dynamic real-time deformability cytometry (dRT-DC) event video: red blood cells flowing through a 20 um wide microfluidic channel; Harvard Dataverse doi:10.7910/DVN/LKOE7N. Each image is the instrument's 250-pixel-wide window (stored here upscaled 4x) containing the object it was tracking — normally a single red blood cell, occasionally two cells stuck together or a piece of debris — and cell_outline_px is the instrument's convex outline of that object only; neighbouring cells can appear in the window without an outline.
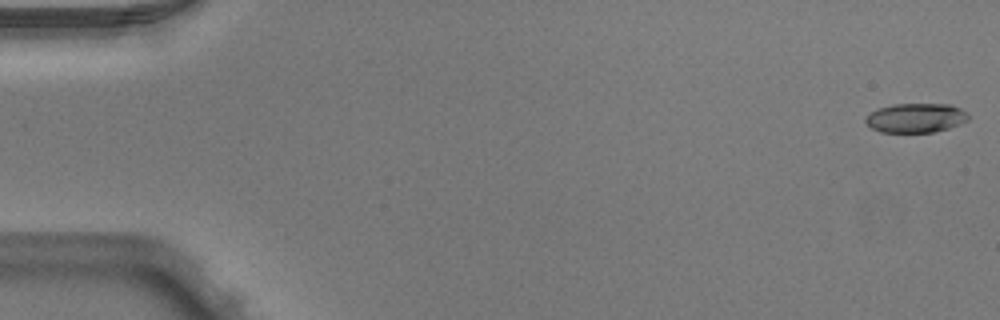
{"species": "Egyptian fruit bat (a non-hibernating species)", "species_latin": "Rousettus aegyptiacus", "temperature_condition": "warm", "stored_images_in_passage": 5, "segment_of_instrument_passage": [1, 2], "camera_frame_rate_fps": 3000, "um_per_image_px": 0.085, "animal": {"sex": "male"}, "frame": {"image": 1, "passage_image": 1, "time_ms": 0.0, "image_size_px": [1000, 320], "cell_outline_px": [[968, 120], [960, 124], [948, 128], [932, 132], [880, 132], [872, 128], [864, 120], [876, 108], [892, 104], [952, 104], [968, 112]], "centroid_in_image_um": [77.86, 10.01], "position_along_channel_um": 7.1, "area_um2": 17.57}}
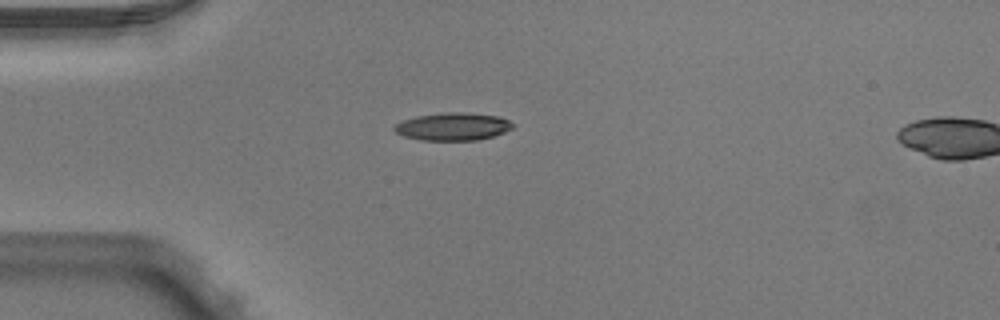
{"frame": {"image": 2, "passage_image": 4, "time_ms": 1.0, "image_size_px": [1000, 320], "cell_outline_px": [[516, 124], [512, 128], [504, 132], [492, 136], [476, 140], [420, 140], [404, 136], [396, 132], [392, 128], [396, 124], [404, 120], [416, 116], [444, 112], [460, 112], [500, 116]], "centroid_in_image_um": [38.5, 10.75], "position_along_channel_um": 46.5, "area_um2": 19.07}}